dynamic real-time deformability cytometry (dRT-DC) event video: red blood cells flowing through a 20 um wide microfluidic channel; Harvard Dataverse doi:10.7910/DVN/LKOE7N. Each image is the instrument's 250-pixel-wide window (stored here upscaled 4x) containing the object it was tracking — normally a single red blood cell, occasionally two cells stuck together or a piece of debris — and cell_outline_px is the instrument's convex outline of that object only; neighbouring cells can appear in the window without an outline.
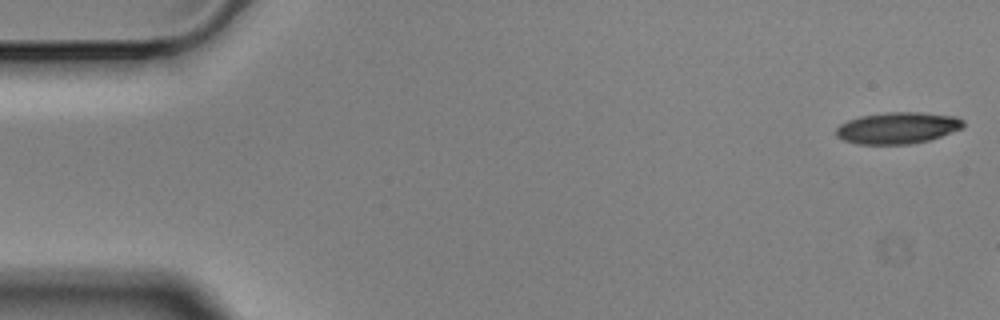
{"species": "Egyptian fruit bat (a non-hibernating species)", "species_latin": "Rousettus aegyptiacus", "temperature_condition": "cold", "stored_images_in_passage": 9, "camera_frame_rate_fps": 3000, "um_per_image_px": 0.085, "animal": {"sex": "male"}, "frame": {"image": 1, "passage_image": 1, "time_ms": 0.0, "image_size_px": [1000, 320], "cell_outline_px": [[964, 128], [928, 140], [908, 144], [856, 144], [844, 140], [836, 136], [836, 128], [840, 124], [848, 120], [860, 116], [888, 112], [920, 112], [956, 116], [964, 120]], "centroid_in_image_um": [76.3, 10.87], "position_along_channel_um": 8.7, "area_um2": 23.41}}